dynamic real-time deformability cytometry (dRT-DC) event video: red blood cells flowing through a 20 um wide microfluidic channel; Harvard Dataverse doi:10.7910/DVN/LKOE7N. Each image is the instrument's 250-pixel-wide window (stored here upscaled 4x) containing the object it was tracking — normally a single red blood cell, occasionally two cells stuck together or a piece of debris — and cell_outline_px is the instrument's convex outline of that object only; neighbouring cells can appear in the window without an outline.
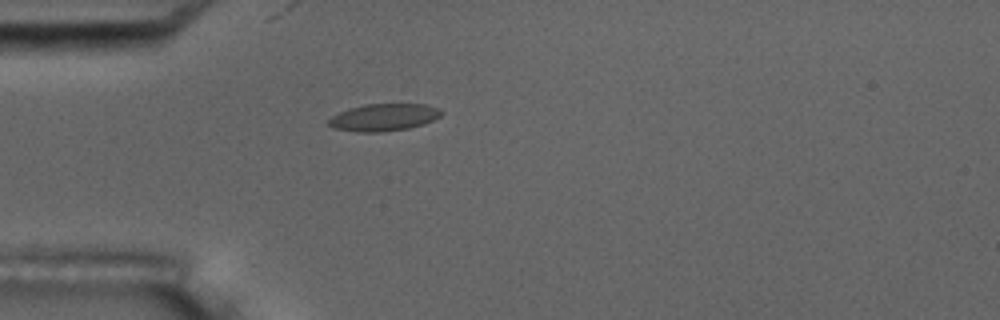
{"species": "common noctule bat (a hibernating species)", "species_latin": "Nyctalus noctula", "temperature_condition": "room temperature", "stored_images_in_passage": 1, "camera_frame_rate_fps": 3000, "um_per_image_px": 0.085, "animal": {"sex": "male", "body_mass_g": 17.5, "forearm_length_mm": 52.3}, "frame": {"image": 1, "passage_image": 1, "time_ms": 0.0, "image_size_px": [1000, 320], "cell_outline_px": [[444, 112], [440, 116], [424, 124], [408, 128], [380, 132], [356, 132], [332, 128], [328, 124], [328, 120], [332, 116], [348, 108], [364, 104], [424, 104], [440, 108]], "centroid_in_image_um": [32.61, 9.97], "position_along_channel_um": 52.4, "area_um2": 17.98}}